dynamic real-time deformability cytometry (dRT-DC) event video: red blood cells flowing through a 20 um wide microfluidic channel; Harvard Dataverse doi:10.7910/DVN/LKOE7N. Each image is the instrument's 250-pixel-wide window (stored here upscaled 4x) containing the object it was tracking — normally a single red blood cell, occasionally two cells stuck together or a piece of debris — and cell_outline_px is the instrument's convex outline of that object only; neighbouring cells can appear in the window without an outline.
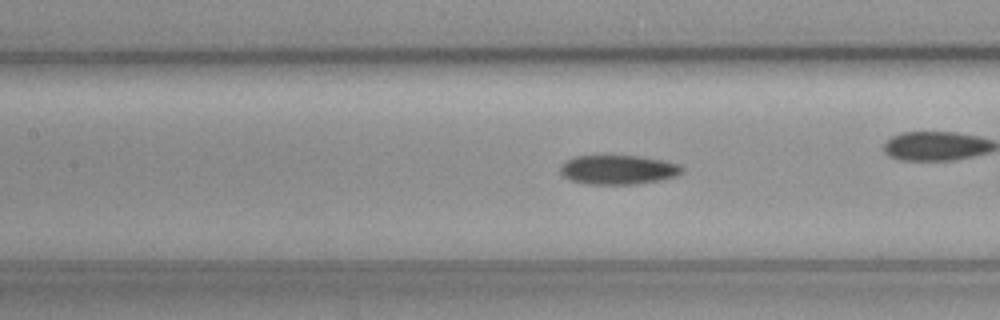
{"species": "common noctule bat (a hibernating species)", "species_latin": "Nyctalus noctula", "temperature_condition": "cold", "stored_images_in_passage": 50, "camera_frame_rate_fps": 3000, "um_per_image_px": 0.085, "animal": {"sex": "female", "body_mass_g": 19.3, "forearm_length_mm": 54.1}, "frame": {"image": 1, "passage_image": 22, "time_ms": 7.0, "image_size_px": [1000, 320], "cell_outline_px": [[684, 168], [676, 176], [660, 180], [636, 184], [584, 184], [572, 180], [564, 176], [560, 172], [560, 164], [564, 160], [576, 156], [640, 156], [664, 160], [680, 164]], "centroid_in_image_um": [52.53, 14.42], "position_along_channel_um": 154.9, "area_um2": 20.87}}